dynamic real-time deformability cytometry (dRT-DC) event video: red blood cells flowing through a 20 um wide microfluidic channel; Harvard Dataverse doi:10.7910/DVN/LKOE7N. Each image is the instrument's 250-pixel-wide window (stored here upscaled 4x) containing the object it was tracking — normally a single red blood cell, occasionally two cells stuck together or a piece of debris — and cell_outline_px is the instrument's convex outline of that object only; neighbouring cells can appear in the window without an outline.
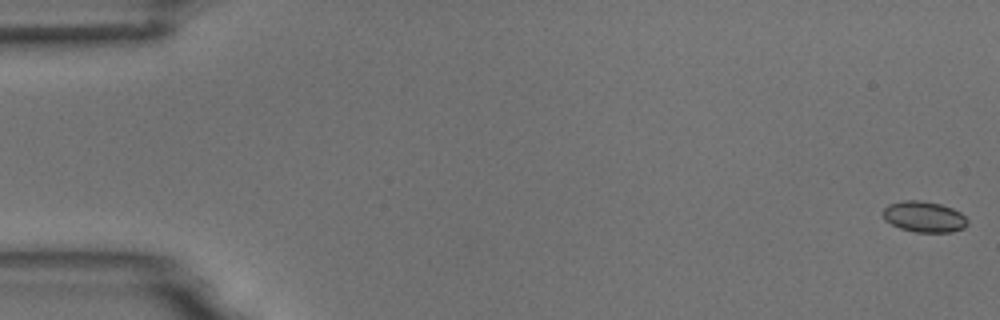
{"species": "common noctule bat (a hibernating species)", "species_latin": "Nyctalus noctula", "temperature_condition": "room temperature", "stored_images_in_passage": 7, "camera_frame_rate_fps": 3000, "um_per_image_px": 0.085, "animal": {"sex": "male", "body_mass_g": 18.8}, "frame": {"image": 1, "passage_image": 1, "time_ms": 0.0, "image_size_px": [1000, 320], "cell_outline_px": [[968, 224], [964, 228], [952, 232], [916, 232], [900, 228], [884, 220], [884, 208], [888, 204], [904, 200], [920, 200], [940, 204], [952, 208], [960, 212], [968, 220]], "centroid_in_image_um": [78.56, 18.42], "position_along_channel_um": 6.4, "area_um2": 15.2}}
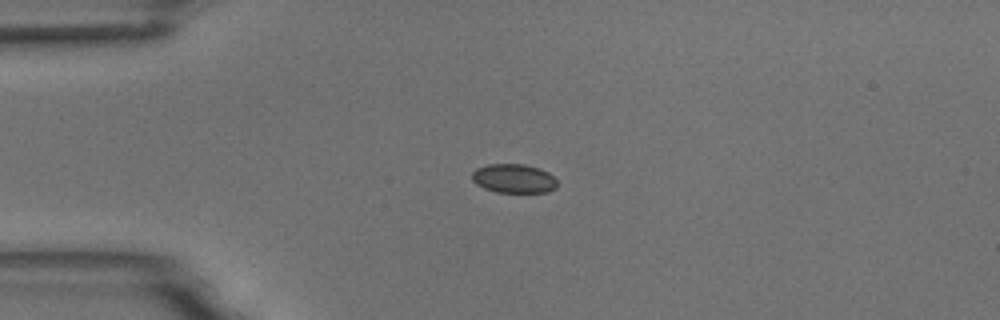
{"frame": {"image": 2, "passage_image": 4, "time_ms": 4.333, "image_size_px": [1000, 320], "cell_outline_px": [[556, 188], [548, 192], [496, 192], [484, 188], [476, 184], [472, 180], [472, 172], [476, 168], [488, 164], [524, 164], [540, 168], [548, 172], [556, 180]], "centroid_in_image_um": [43.66, 15.17], "position_along_channel_um": 41.3, "area_um2": 14.45}}